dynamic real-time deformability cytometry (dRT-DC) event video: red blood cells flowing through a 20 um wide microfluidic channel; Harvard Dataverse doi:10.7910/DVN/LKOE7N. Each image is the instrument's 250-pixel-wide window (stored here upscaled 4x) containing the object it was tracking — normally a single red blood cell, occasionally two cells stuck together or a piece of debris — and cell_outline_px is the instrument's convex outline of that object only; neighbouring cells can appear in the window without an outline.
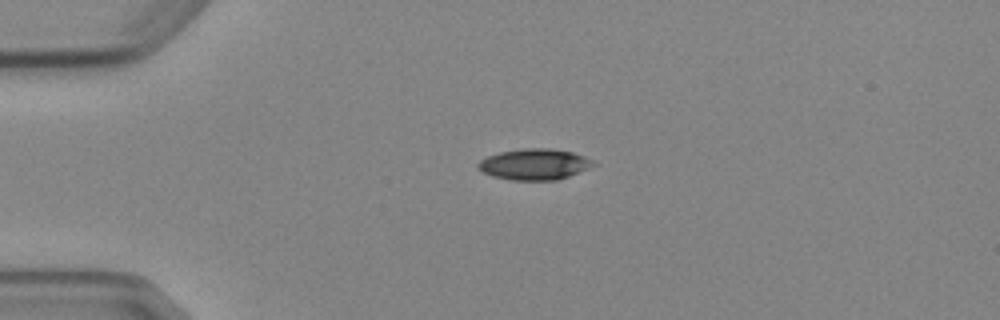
{"species": "Egyptian fruit bat (a non-hibernating species)", "species_latin": "Rousettus aegyptiacus", "temperature_condition": "cold", "stored_images_in_passage": 4, "camera_frame_rate_fps": 3000, "um_per_image_px": 0.085, "animal": {"sex": "female"}, "frame": {"image": 1, "passage_image": 3, "time_ms": 2.333, "image_size_px": [1000, 320], "cell_outline_px": [[600, 164], [568, 176], [556, 180], [512, 180], [492, 176], [476, 168], [476, 164], [480, 160], [488, 156], [500, 152], [520, 148], [548, 148], [572, 152], [584, 156]], "centroid_in_image_um": [45.43, 13.96], "position_along_channel_um": 39.6, "area_um2": 20.92}}